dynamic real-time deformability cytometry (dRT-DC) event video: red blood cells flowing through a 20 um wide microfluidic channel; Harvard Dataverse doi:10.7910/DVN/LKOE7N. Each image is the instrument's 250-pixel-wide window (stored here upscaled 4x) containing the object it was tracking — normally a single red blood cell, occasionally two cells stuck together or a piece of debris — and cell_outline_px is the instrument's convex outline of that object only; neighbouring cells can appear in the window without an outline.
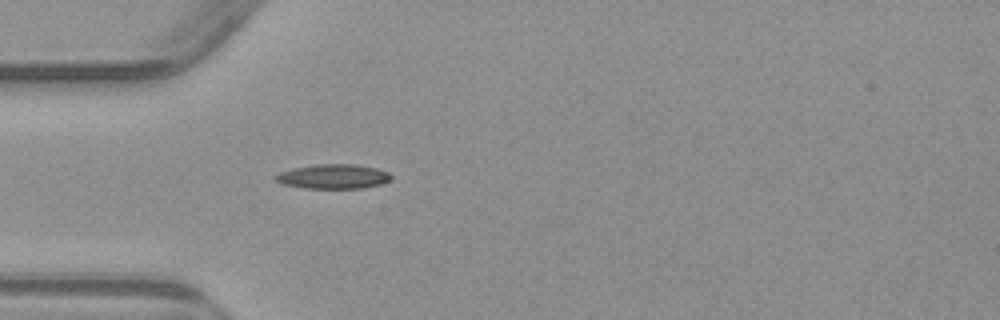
{"species": "common noctule bat (a hibernating species)", "species_latin": "Nyctalus noctula", "temperature_condition": "warm", "stored_images_in_passage": 4, "camera_frame_rate_fps": 3000, "um_per_image_px": 0.085, "animal": {"sex": "male", "body_mass_g": 23.1, "forearm_length_mm": 52.7}, "frame": {"image": 1, "passage_image": 4, "time_ms": 3.667, "image_size_px": [1000, 320], "cell_outline_px": [[392, 180], [380, 184], [364, 188], [304, 188], [280, 184], [272, 180], [272, 176], [280, 172], [292, 168], [316, 164], [356, 164], [376, 168], [388, 172], [392, 176]], "centroid_in_image_um": [28.27, 15.0], "position_along_channel_um": 56.7, "area_um2": 16.82}}